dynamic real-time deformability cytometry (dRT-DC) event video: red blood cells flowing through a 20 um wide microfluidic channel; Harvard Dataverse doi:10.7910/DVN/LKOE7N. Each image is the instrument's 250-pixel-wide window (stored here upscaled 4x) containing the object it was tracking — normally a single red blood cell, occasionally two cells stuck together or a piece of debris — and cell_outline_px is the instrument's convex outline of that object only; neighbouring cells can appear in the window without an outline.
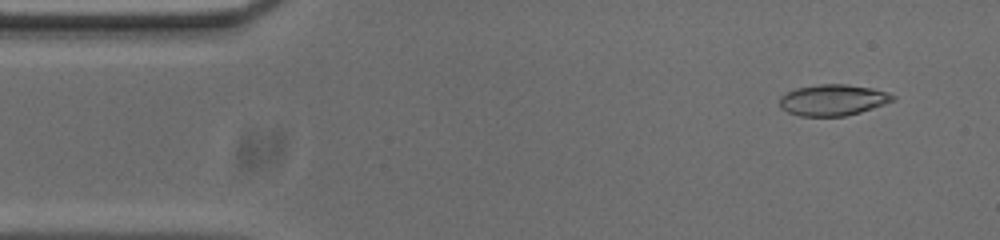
{"species": "common noctule bat (a hibernating species)", "species_latin": "Nyctalus noctula", "temperature_condition": "cold", "stored_images_in_passage": 54, "camera_frame_rate_fps": 3000, "um_per_image_px": 0.085, "animal": {"sex": "male", "body_mass_g": 20.0, "forearm_length_mm": 53.3}, "frame": {"image": 1, "passage_image": 4, "time_ms": 1.0, "image_size_px": [1000, 240], "cell_outline_px": [[896, 100], [860, 112], [844, 116], [800, 116], [788, 112], [780, 108], [780, 96], [796, 88], [820, 84], [848, 84], [872, 88], [888, 92], [896, 96]], "centroid_in_image_um": [70.81, 8.49], "position_along_channel_um": 14.2, "area_um2": 20.58}}
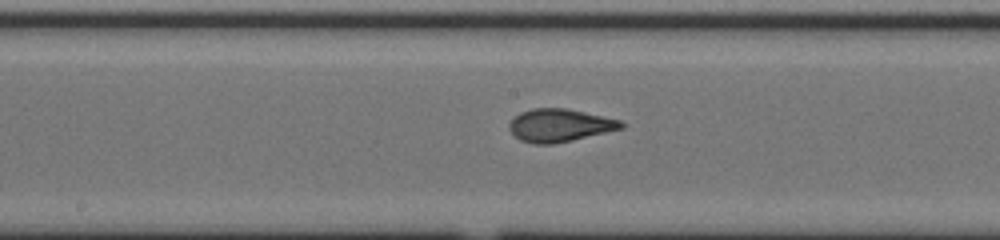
{"frame": {"image": 2, "passage_image": 26, "time_ms": 8.333, "image_size_px": [1000, 240], "cell_outline_px": [[624, 128], [572, 140], [552, 144], [532, 144], [520, 140], [508, 128], [508, 124], [512, 116], [520, 112], [532, 108], [564, 108], [584, 112], [620, 120], [624, 124]], "centroid_in_image_um": [47.52, 10.65], "position_along_channel_um": 200.7, "area_um2": 21.44}}
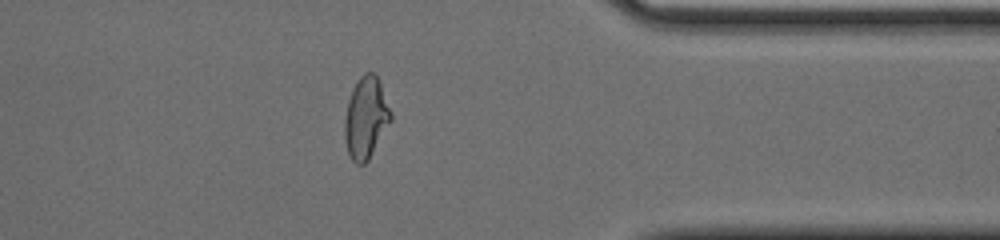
{"frame": {"image": 3, "passage_image": 42, "time_ms": 13.667, "image_size_px": [1000, 240], "cell_outline_px": [[392, 120], [368, 160], [364, 164], [356, 164], [352, 160], [348, 152], [344, 140], [344, 120], [348, 100], [352, 88], [360, 76], [364, 72], [376, 72], [392, 112]], "centroid_in_image_um": [31.1, 9.99], "position_along_channel_um": 380.3, "area_um2": 22.2}, "authors_computed_cell_mechanics": {"area_um2": 21.4438, "velocity_mm_per_s": 3.7021, "shape_relaxation_time_tau1_ms": 11.2902, "shape_relaxation_time_tau2_ms": 0.8666, "deformation_change_tau1": 0.301, "deformation_change_tau2": 0.0674}}